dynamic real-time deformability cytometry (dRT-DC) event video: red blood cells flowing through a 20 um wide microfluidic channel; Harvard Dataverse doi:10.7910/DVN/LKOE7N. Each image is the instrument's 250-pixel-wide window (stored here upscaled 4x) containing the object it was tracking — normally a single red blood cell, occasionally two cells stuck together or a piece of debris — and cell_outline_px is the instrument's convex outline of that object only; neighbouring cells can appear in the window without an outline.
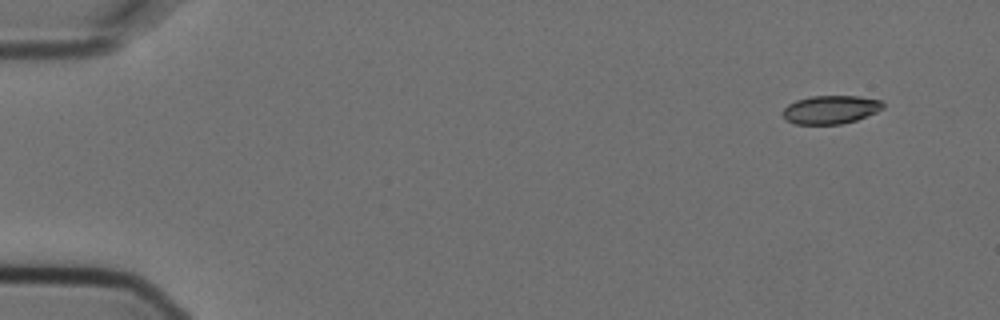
{"species": "Egyptian fruit bat (a non-hibernating species)", "species_latin": "Rousettus aegyptiacus", "temperature_condition": "cold", "stored_images_in_passage": 3, "camera_frame_rate_fps": 3000, "um_per_image_px": 0.085, "animal": {"sex": "female"}, "frame": {"image": 1, "passage_image": 1, "time_ms": 0.0, "image_size_px": [1000, 320], "cell_outline_px": [[884, 108], [876, 112], [856, 120], [840, 124], [796, 124], [788, 120], [784, 116], [784, 108], [788, 104], [796, 100], [812, 96], [860, 96], [880, 100], [884, 104]], "centroid_in_image_um": [70.63, 9.31], "position_along_channel_um": 14.4, "area_um2": 16.42}}